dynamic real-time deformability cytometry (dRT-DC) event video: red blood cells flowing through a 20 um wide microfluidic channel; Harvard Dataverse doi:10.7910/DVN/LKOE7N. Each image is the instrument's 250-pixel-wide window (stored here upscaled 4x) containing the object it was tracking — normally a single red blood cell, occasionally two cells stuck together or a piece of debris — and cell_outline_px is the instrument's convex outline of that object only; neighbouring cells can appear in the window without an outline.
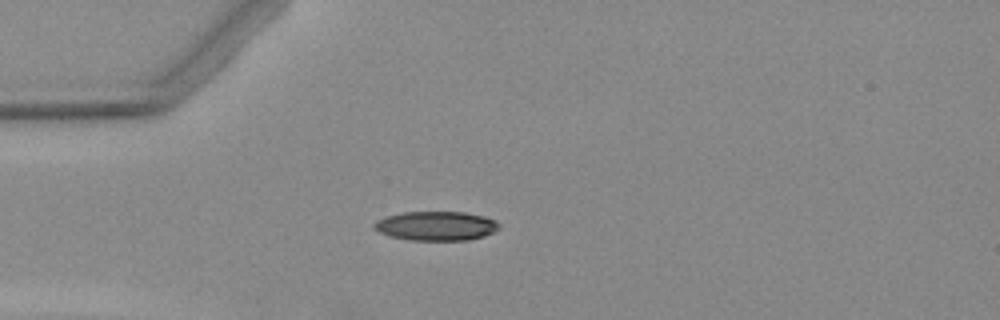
{"species": "Egyptian fruit bat (a non-hibernating species)", "species_latin": "Rousettus aegyptiacus", "temperature_condition": "warm", "stored_images_in_passage": 1, "camera_frame_rate_fps": 3000, "um_per_image_px": 0.085, "animal": {"sex": "female"}, "frame": {"image": 1, "passage_image": 1, "time_ms": 0.0, "image_size_px": [1000, 320], "cell_outline_px": [[500, 228], [484, 236], [468, 240], [408, 240], [388, 236], [372, 228], [372, 224], [376, 220], [388, 216], [404, 212], [464, 212], [484, 216], [496, 220], [500, 224]], "centroid_in_image_um": [37.06, 19.2], "position_along_channel_um": 47.9, "area_um2": 21.39}}